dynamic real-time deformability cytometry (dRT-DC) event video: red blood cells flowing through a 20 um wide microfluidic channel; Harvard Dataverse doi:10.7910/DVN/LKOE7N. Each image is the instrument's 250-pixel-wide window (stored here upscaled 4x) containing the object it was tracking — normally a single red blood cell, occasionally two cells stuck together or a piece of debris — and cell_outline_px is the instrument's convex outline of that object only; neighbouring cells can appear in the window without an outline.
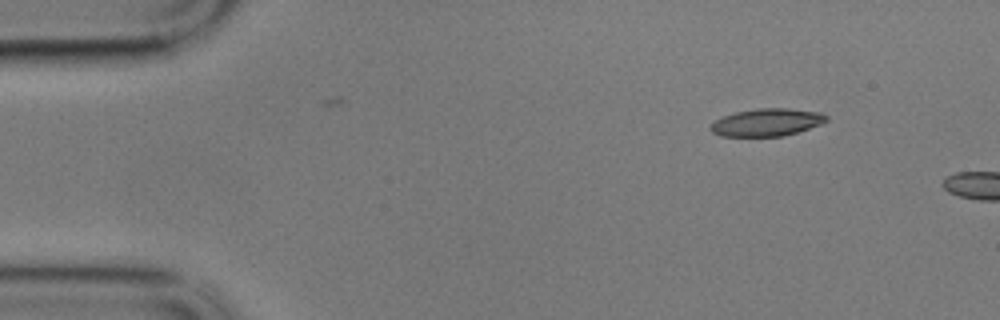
{"species": "common noctule bat (a hibernating species)", "species_latin": "Nyctalus noctula", "temperature_condition": "cold", "stored_images_in_passage": 5, "camera_frame_rate_fps": 3000, "um_per_image_px": 0.085, "animal": {"sex": "male", "body_mass_g": 17.9}, "frame": {"image": 1, "passage_image": 1, "time_ms": 0.0, "image_size_px": [1000, 320], "cell_outline_px": [[828, 120], [820, 124], [784, 136], [720, 136], [712, 132], [708, 128], [716, 120], [724, 116], [736, 112], [756, 108], [788, 108], [820, 112], [828, 116]], "centroid_in_image_um": [65.17, 10.39], "position_along_channel_um": 19.8, "area_um2": 18.5}}